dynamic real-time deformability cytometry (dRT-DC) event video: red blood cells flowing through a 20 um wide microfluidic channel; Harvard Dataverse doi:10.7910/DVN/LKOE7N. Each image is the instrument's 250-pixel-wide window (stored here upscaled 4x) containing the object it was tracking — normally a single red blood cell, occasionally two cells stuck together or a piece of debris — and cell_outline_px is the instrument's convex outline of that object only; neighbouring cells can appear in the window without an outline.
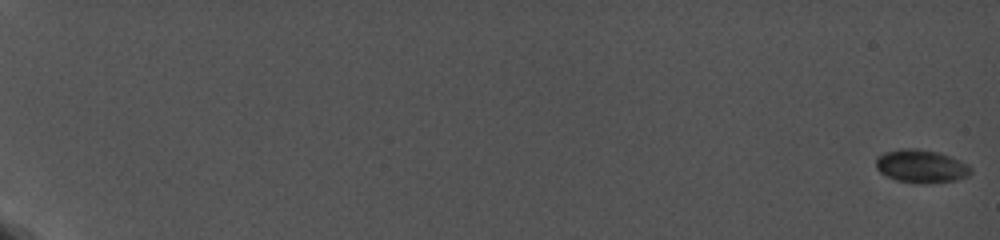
{"species": "common noctule bat (a hibernating species)", "species_latin": "Nyctalus noctula", "temperature_condition": "cold", "stored_images_in_passage": 24, "camera_frame_rate_fps": 5000, "um_per_image_px": 0.085, "animal": {"sex": "female", "body_mass_g": 19.0, "forearm_length_mm": 56.7}, "frame": {"image": 1, "passage_image": 1, "time_ms": 0.0, "image_size_px": [1000, 240], "cell_outline_px": [[972, 172], [968, 176], [956, 180], [896, 180], [880, 172], [876, 168], [876, 156], [884, 152], [900, 148], [916, 148], [940, 152], [960, 160], [968, 164], [972, 168]], "centroid_in_image_um": [78.29, 14.05], "position_along_channel_um": 6.7, "area_um2": 17.69}}
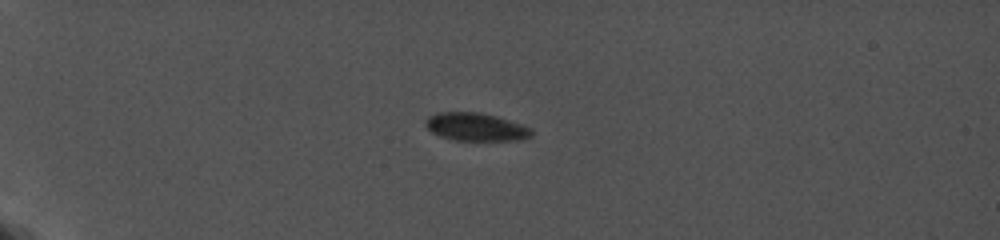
{"frame": {"image": 2, "passage_image": 12, "time_ms": 6.2, "image_size_px": [1000, 240], "cell_outline_px": [[532, 136], [520, 140], [456, 140], [440, 136], [432, 132], [424, 124], [424, 120], [428, 116], [436, 112], [480, 112], [496, 116], [524, 124], [532, 128]], "centroid_in_image_um": [40.45, 10.77], "position_along_channel_um": 44.5, "area_um2": 17.46}}
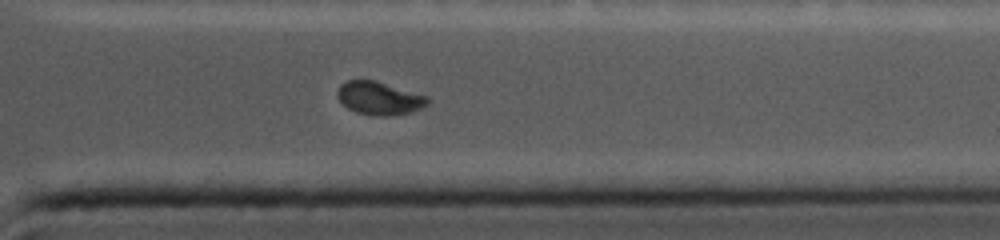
{"frame": {"image": 3, "passage_image": 24, "time_ms": 16.8, "image_size_px": [1000, 240], "cell_outline_px": [[428, 104], [420, 108], [408, 112], [384, 116], [376, 116], [356, 112], [348, 108], [340, 100], [336, 92], [340, 84], [348, 80], [376, 80], [428, 96]], "centroid_in_image_um": [32.22, 8.33], "position_along_channel_um": 379.2, "area_um2": 17.22}}